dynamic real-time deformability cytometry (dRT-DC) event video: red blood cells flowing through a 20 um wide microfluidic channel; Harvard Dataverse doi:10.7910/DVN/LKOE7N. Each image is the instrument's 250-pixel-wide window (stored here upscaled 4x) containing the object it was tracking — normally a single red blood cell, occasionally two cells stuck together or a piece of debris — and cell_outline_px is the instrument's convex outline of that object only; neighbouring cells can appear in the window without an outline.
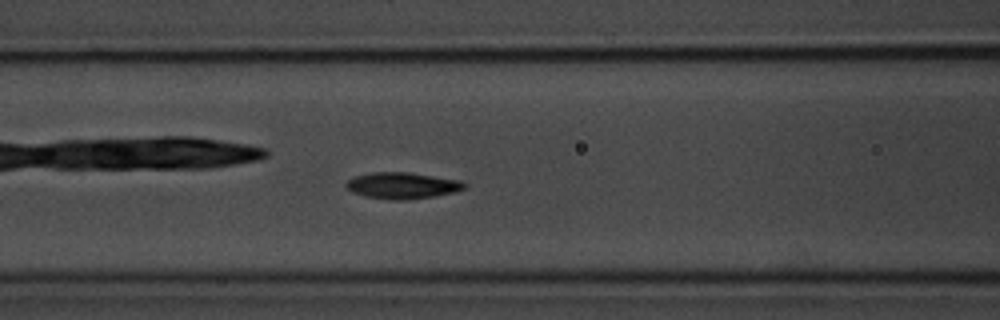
{"species": "common noctule bat (a hibernating species)", "species_latin": "Nyctalus noctula", "temperature_condition": "room temperature", "stored_images_in_passage": 48, "segment_of_instrument_passage": [1, 2], "camera_frame_rate_fps": 3000, "um_per_image_px": 0.085, "animal": {"sex": "male", "body_mass_g": 20.1, "forearm_length_mm": 53.5}, "frame": {"image": 1, "passage_image": 13, "time_ms": 4.0, "image_size_px": [1000, 320], "cell_outline_px": [[468, 184], [464, 188], [456, 192], [436, 196], [404, 200], [392, 200], [364, 196], [352, 192], [344, 184], [352, 176], [372, 172], [408, 172], [464, 180]], "centroid_in_image_um": [34.23, 15.76], "position_along_channel_um": 132.4, "area_um2": 18.5}}
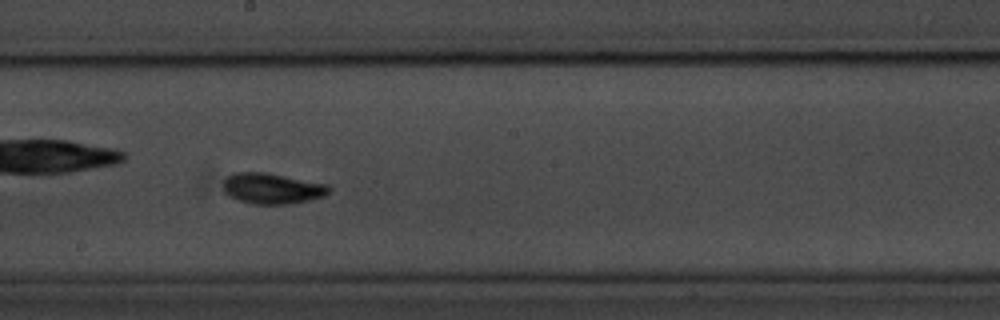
{"frame": {"image": 2, "passage_image": 21, "time_ms": 6.667, "image_size_px": [1000, 320], "cell_outline_px": [[332, 192], [324, 196], [292, 204], [252, 204], [236, 200], [228, 196], [224, 192], [224, 180], [228, 176], [236, 172], [264, 172], [328, 184], [332, 188]], "centroid_in_image_um": [23.15, 16.03], "position_along_channel_um": 225.1, "area_um2": 19.13}}
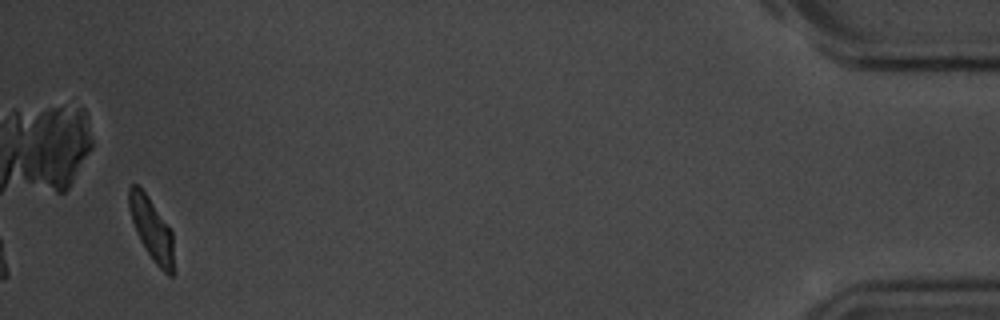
{"frame": {"image": 3, "passage_image": 45, "time_ms": 14.667, "image_size_px": [1000, 320], "cell_outline_px": [[176, 272], [172, 276], [168, 276], [152, 260], [140, 240], [132, 220], [128, 208], [128, 188], [132, 184], [136, 184], [148, 196], [172, 232]], "centroid_in_image_um": [12.92, 19.54], "position_along_channel_um": 422.3, "area_um2": 16.47}}